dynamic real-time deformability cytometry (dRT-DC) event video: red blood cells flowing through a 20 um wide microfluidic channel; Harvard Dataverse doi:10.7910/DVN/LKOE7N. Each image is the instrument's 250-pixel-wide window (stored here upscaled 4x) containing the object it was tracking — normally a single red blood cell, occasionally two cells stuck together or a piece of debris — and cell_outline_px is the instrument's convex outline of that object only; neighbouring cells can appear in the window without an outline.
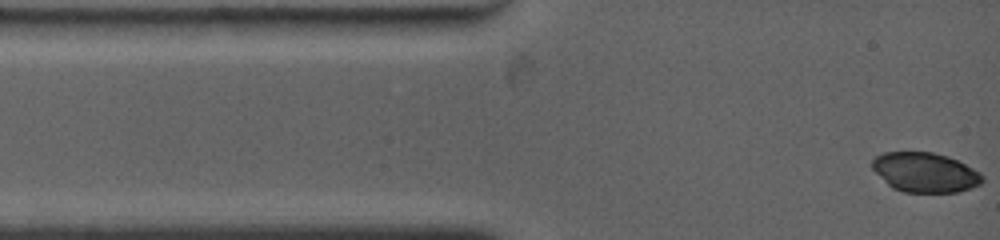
{"species": "common noctule bat (a hibernating species)", "species_latin": "Nyctalus noctula", "temperature_condition": "warm", "stored_images_in_passage": 10, "camera_frame_rate_fps": 4500, "um_per_image_px": 0.085, "animal": {"sex": "female", "body_mass_g": 19.0, "forearm_length_mm": 53.3}, "frame": {"image": 1, "passage_image": 1, "time_ms": 0.0, "image_size_px": [1000, 240], "cell_outline_px": [[984, 180], [980, 184], [960, 192], [904, 192], [892, 188], [872, 168], [872, 160], [876, 156], [884, 152], [932, 152], [948, 156], [980, 172], [984, 176]], "centroid_in_image_um": [78.64, 14.65], "position_along_channel_um": 6.4, "area_um2": 25.37}}
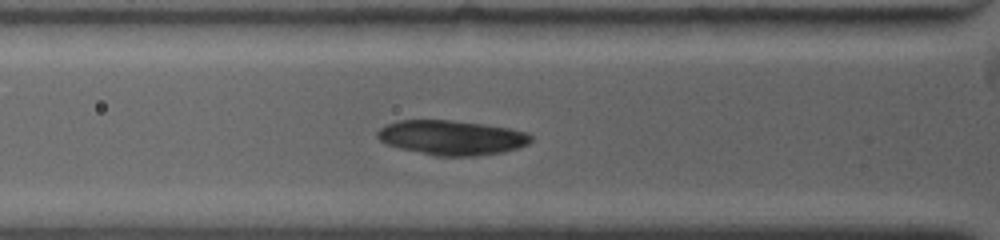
{"frame": {"image": 2, "passage_image": 6, "time_ms": 3.333, "image_size_px": [1000, 240], "cell_outline_px": [[532, 140], [528, 144], [504, 152], [476, 156], [436, 156], [400, 148], [388, 144], [380, 140], [376, 136], [376, 132], [384, 124], [396, 120], [448, 120], [480, 124], [508, 128], [528, 132], [532, 136]], "centroid_in_image_um": [38.37, 11.7], "position_along_channel_um": 87.4, "area_um2": 30.98}}
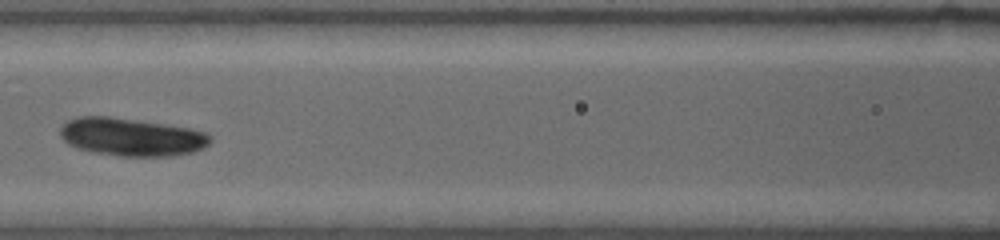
{"frame": {"image": 3, "passage_image": 9, "time_ms": 5.111, "image_size_px": [1000, 240], "cell_outline_px": [[212, 140], [204, 148], [192, 152], [172, 156], [120, 156], [92, 152], [76, 148], [68, 144], [60, 136], [60, 128], [68, 120], [80, 116], [112, 116], [188, 128], [204, 132], [212, 136]], "centroid_in_image_um": [11.16, 11.64], "position_along_channel_um": 155.4, "area_um2": 33.23}}